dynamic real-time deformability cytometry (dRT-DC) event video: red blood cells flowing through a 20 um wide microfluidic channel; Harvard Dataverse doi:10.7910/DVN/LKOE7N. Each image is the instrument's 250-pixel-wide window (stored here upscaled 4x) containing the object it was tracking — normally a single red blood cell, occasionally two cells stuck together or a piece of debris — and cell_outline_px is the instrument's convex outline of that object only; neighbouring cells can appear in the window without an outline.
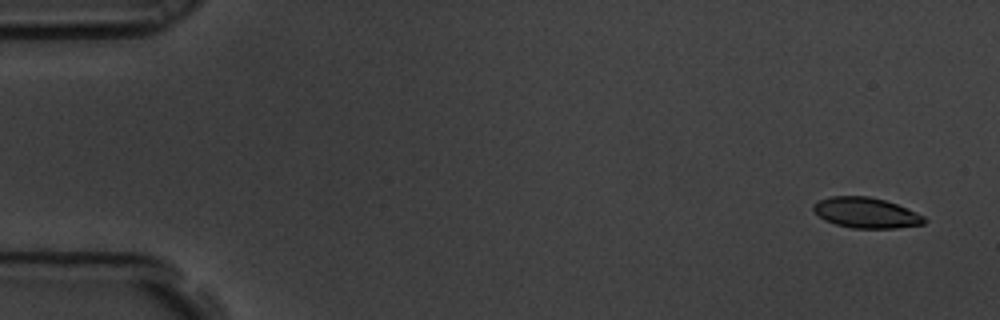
{"species": "common noctule bat (a hibernating species)", "species_latin": "Nyctalus noctula", "temperature_condition": "room temperature", "stored_images_in_passage": 4, "camera_frame_rate_fps": 3000, "um_per_image_px": 0.085, "animal": {"sex": "male", "body_mass_g": 19.5, "forearm_length_mm": 54.6}, "frame": {"image": 1, "passage_image": 1, "time_ms": 0.0, "image_size_px": [1000, 320], "cell_outline_px": [[928, 220], [924, 224], [896, 228], [852, 228], [836, 224], [824, 220], [812, 208], [812, 204], [820, 200], [832, 196], [868, 196], [884, 200], [896, 204], [916, 212], [924, 216]], "centroid_in_image_um": [73.63, 18.09], "position_along_channel_um": 11.4, "area_um2": 19.59}}